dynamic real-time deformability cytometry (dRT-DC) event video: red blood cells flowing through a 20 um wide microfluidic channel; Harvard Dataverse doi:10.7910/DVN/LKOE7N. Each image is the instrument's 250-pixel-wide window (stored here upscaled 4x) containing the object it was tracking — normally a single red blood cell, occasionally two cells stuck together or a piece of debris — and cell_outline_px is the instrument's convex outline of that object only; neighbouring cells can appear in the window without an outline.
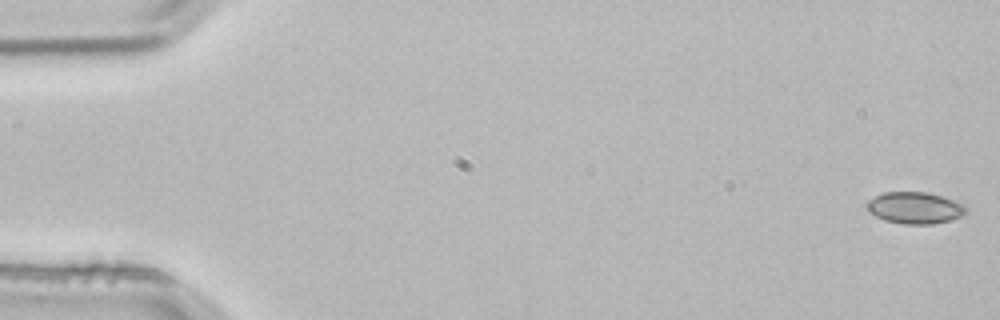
{"species": "common noctule bat (a hibernating species)", "species_latin": "Nyctalus noctula", "temperature_condition": "room temperature", "stored_images_in_passage": 4, "camera_frame_rate_fps": 3000, "um_per_image_px": 0.085, "animal": {"sex": "male", "body_mass_g": 21.5, "forearm_length_mm": 52.0}, "frame": {"image": 1, "passage_image": 1, "time_ms": 0.0, "image_size_px": [1000, 320], "cell_outline_px": [[968, 208], [960, 216], [948, 220], [932, 224], [904, 224], [884, 220], [868, 212], [868, 200], [884, 192], [928, 192], [964, 204]], "centroid_in_image_um": [77.74, 17.66], "position_along_channel_um": 7.3, "area_um2": 18.03}}
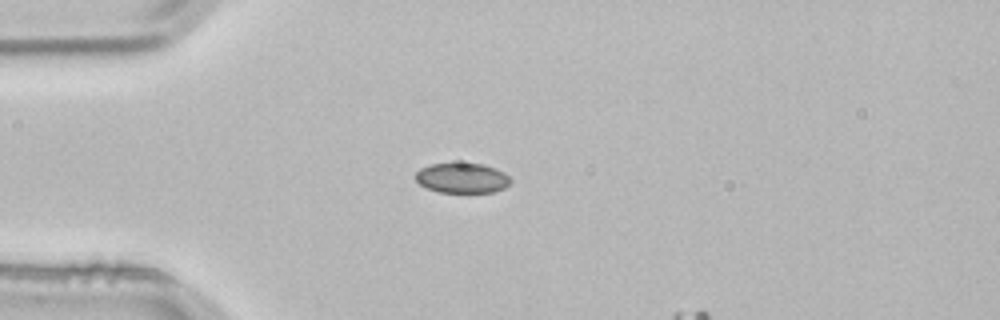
{"frame": {"image": 2, "passage_image": 3, "time_ms": 0.667, "image_size_px": [1000, 320], "cell_outline_px": [[512, 180], [504, 188], [492, 192], [436, 192], [420, 184], [412, 176], [420, 168], [432, 164], [484, 164], [504, 172]], "centroid_in_image_um": [39.25, 15.14], "position_along_channel_um": 45.7, "area_um2": 16.53}}